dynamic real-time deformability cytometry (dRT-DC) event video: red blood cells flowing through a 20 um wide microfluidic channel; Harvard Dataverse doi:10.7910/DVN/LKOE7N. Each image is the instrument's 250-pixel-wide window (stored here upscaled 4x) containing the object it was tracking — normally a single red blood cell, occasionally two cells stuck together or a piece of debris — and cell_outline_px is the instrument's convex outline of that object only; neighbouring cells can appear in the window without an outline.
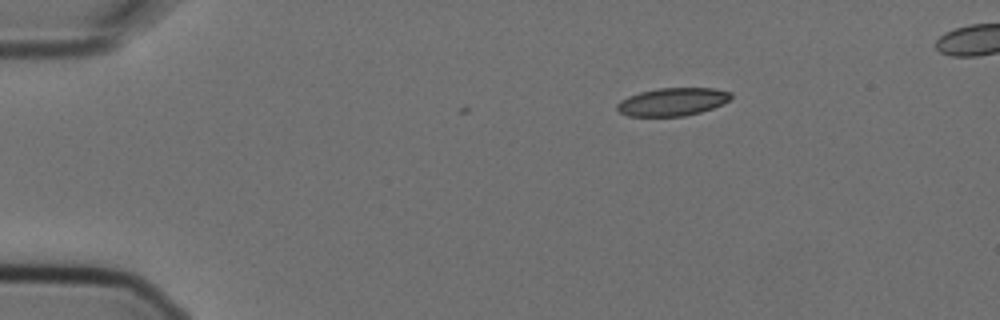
{"species": "Egyptian fruit bat (a non-hibernating species)", "species_latin": "Rousettus aegyptiacus", "temperature_condition": "cold", "stored_images_in_passage": 4, "camera_frame_rate_fps": 3000, "um_per_image_px": 0.085, "animal": {"sex": "female"}, "frame": {"image": 1, "passage_image": 1, "time_ms": 0.0, "image_size_px": [1000, 320], "cell_outline_px": [[732, 96], [728, 100], [712, 108], [700, 112], [684, 116], [628, 116], [620, 112], [616, 108], [616, 104], [620, 100], [628, 96], [640, 92], [656, 88], [716, 88], [732, 92]], "centroid_in_image_um": [57.14, 8.64], "position_along_channel_um": 27.9, "area_um2": 18.55}}